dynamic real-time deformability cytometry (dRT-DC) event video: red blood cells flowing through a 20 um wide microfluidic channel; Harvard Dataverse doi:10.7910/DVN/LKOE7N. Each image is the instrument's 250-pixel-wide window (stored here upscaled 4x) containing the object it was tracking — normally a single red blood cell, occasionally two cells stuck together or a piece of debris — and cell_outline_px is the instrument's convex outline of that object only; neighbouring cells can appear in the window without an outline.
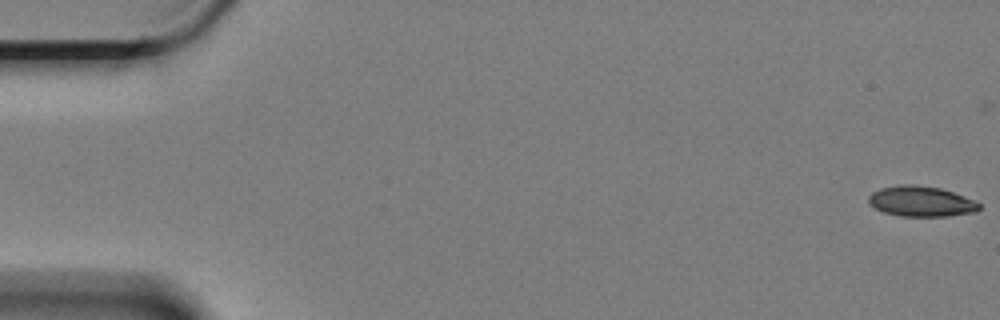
{"species": "Egyptian fruit bat (a non-hibernating species)", "species_latin": "Rousettus aegyptiacus", "temperature_condition": "cold", "stored_images_in_passage": 60, "camera_frame_rate_fps": 3000, "um_per_image_px": 0.085, "animal": {"sex": "female"}, "frame": {"image": 1, "passage_image": 1, "time_ms": 0.0, "image_size_px": [1000, 320], "cell_outline_px": [[980, 208], [976, 212], [948, 216], [900, 216], [884, 212], [868, 204], [868, 196], [872, 192], [880, 188], [900, 184], [912, 184], [940, 188], [976, 200], [980, 204]], "centroid_in_image_um": [78.29, 17.11], "position_along_channel_um": 6.7, "area_um2": 19.71}}
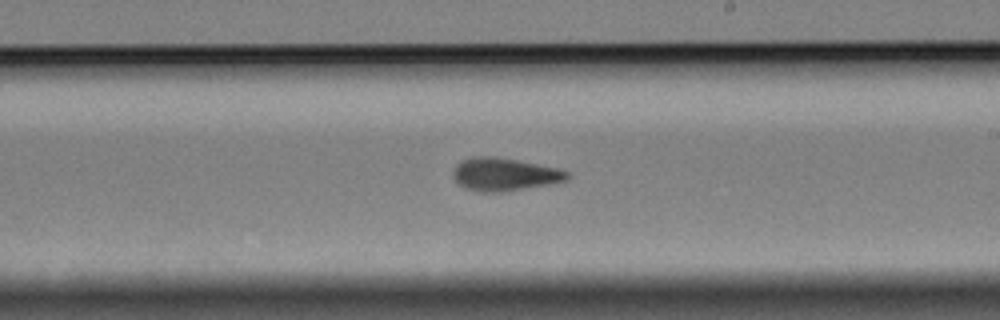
{"frame": {"image": 2, "passage_image": 35, "time_ms": 11.333, "image_size_px": [1000, 320], "cell_outline_px": [[568, 180], [548, 184], [500, 192], [476, 192], [464, 188], [452, 176], [452, 172], [456, 164], [460, 160], [472, 156], [496, 156], [556, 168], [568, 172]], "centroid_in_image_um": [42.8, 14.81], "position_along_channel_um": 246.2, "area_um2": 21.79}}
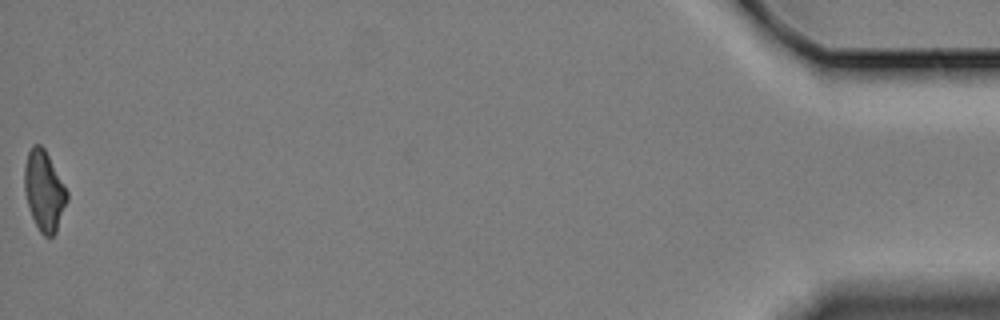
{"frame": {"image": 3, "passage_image": 60, "time_ms": 19.667, "image_size_px": [1000, 320], "cell_outline_px": [[68, 200], [56, 232], [52, 236], [44, 236], [40, 232], [32, 216], [28, 204], [24, 188], [24, 168], [28, 152], [32, 144], [40, 144], [44, 148], [68, 192]], "centroid_in_image_um": [3.75, 16.21], "position_along_channel_um": 431.4, "area_um2": 19.65}, "authors_computed_cell_mechanics": {"area_um2": 20.808, "velocity_mm_per_s": 3.3711, "shape_relaxation_time_tau1_ms": 4.6465, "shape_relaxation_time_tau2_ms": 2.316, "deformation_change_tau1": 0.1632, "deformation_change_tau2": 0.1071}}